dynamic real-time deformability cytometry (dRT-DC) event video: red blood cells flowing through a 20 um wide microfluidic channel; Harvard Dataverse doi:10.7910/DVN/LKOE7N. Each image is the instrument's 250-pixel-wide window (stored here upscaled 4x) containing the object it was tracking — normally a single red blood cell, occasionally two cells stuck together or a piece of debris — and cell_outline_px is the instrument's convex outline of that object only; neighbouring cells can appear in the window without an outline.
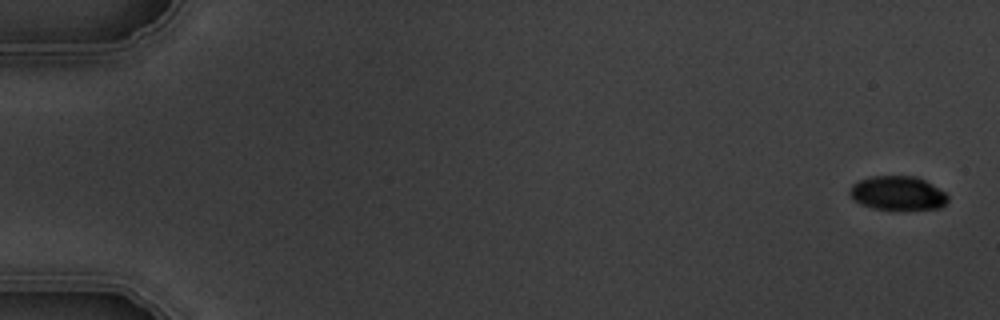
{"species": "common noctule bat (a hibernating species)", "species_latin": "Nyctalus noctula", "temperature_condition": "warm", "stored_images_in_passage": 4, "camera_frame_rate_fps": 3000, "um_per_image_px": 0.085, "animal": {"sex": "male", "body_mass_g": 19.5, "forearm_length_mm": 54.6}, "frame": {"image": 1, "passage_image": 1, "time_ms": 0.0, "image_size_px": [1000, 320], "cell_outline_px": [[948, 200], [940, 208], [872, 208], [860, 204], [852, 200], [848, 192], [848, 188], [852, 184], [860, 180], [872, 176], [916, 176], [932, 184], [944, 192], [948, 196]], "centroid_in_image_um": [76.24, 16.39], "position_along_channel_um": 8.8, "area_um2": 19.19}}